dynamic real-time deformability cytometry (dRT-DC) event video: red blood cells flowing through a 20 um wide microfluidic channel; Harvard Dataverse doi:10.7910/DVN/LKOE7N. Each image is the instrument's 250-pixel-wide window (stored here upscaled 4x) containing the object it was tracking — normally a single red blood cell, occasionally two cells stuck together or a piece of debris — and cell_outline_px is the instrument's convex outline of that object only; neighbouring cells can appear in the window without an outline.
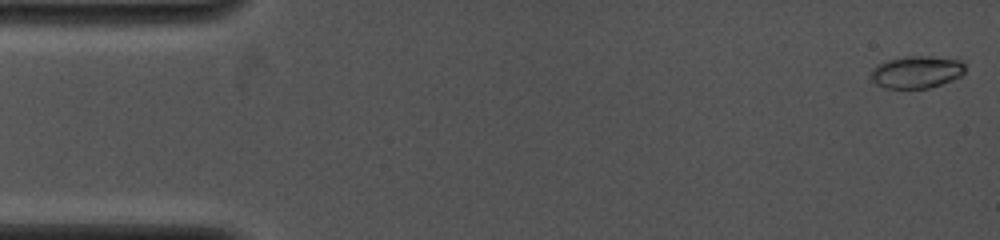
{"species": "common noctule bat (a hibernating species)", "species_latin": "Nyctalus noctula", "temperature_condition": "cold", "stored_images_in_passage": 23, "camera_frame_rate_fps": 4000, "um_per_image_px": 0.085, "animal": {"sex": "female", "body_mass_g": 19.0, "forearm_length_mm": 53.3}, "frame": {"image": 1, "passage_image": 1, "time_ms": 0.0, "image_size_px": [1000, 240], "cell_outline_px": [[964, 72], [960, 76], [952, 80], [928, 88], [884, 88], [876, 84], [868, 76], [872, 68], [876, 64], [888, 60], [908, 56], [956, 56], [964, 64]], "centroid_in_image_um": [77.91, 6.09], "position_along_channel_um": 7.1, "area_um2": 18.15}}
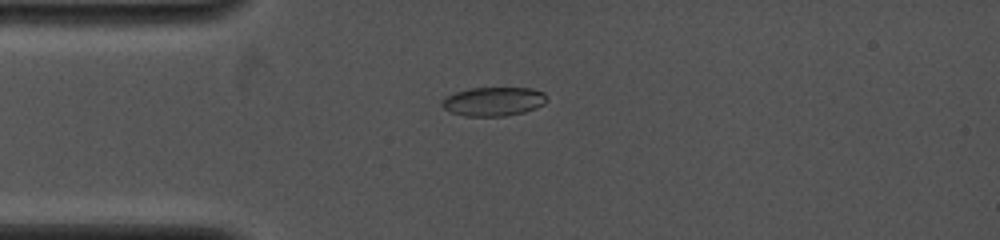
{"frame": {"image": 2, "passage_image": 12, "time_ms": 3.5, "image_size_px": [1000, 240], "cell_outline_px": [[548, 100], [544, 104], [536, 108], [524, 112], [504, 116], [464, 116], [452, 112], [444, 108], [440, 104], [440, 100], [456, 92], [468, 88], [532, 88], [544, 92]], "centroid_in_image_um": [41.96, 8.62], "position_along_channel_um": 43.0, "area_um2": 17.74}}
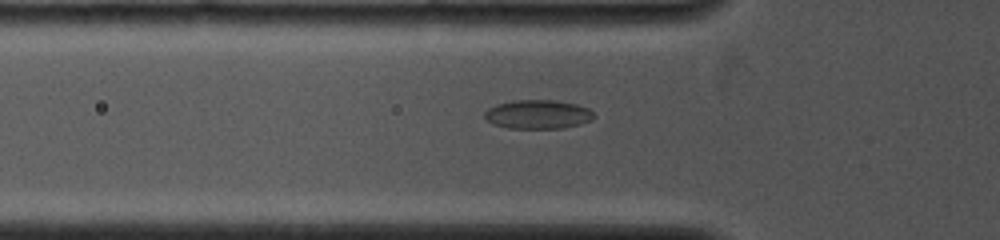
{"frame": {"image": 3, "passage_image": 19, "time_ms": 4.75, "image_size_px": [1000, 240], "cell_outline_px": [[596, 116], [592, 120], [580, 124], [564, 128], [508, 128], [492, 124], [484, 116], [484, 112], [488, 108], [496, 104], [516, 100], [556, 100], [576, 104], [588, 108]], "centroid_in_image_um": [45.73, 9.72], "position_along_channel_um": 80.1, "area_um2": 18.5}}